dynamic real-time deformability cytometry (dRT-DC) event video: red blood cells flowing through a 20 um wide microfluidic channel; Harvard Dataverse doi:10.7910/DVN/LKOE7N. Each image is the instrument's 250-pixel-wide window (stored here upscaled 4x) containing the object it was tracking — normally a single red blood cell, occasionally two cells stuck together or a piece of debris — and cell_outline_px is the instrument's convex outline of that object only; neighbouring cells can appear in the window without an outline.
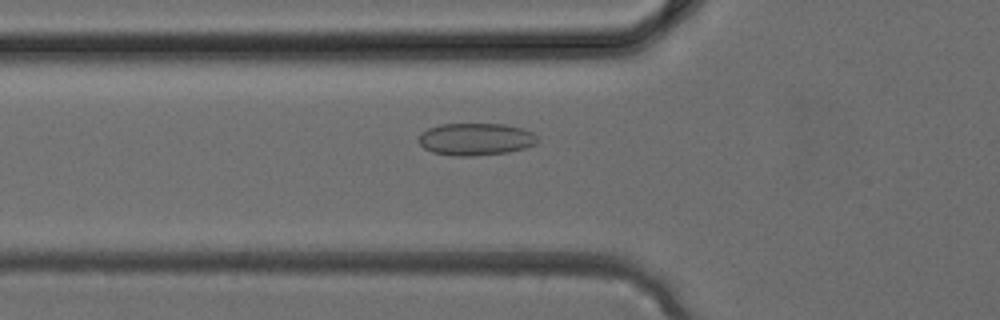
{"species": "common noctule bat (a hibernating species)", "species_latin": "Nyctalus noctula", "temperature_condition": "cold", "stored_images_in_passage": 27, "camera_frame_rate_fps": 3000, "um_per_image_px": 0.085, "animal": {"sex": "female", "body_mass_g": 24.6, "forearm_length_mm": 56.2}, "frame": {"image": 1, "passage_image": 5, "time_ms": 1.333, "image_size_px": [1000, 320], "cell_outline_px": [[540, 140], [536, 144], [524, 148], [508, 152], [476, 156], [452, 156], [432, 152], [424, 148], [420, 144], [420, 136], [428, 128], [440, 124], [504, 124], [520, 128], [532, 132]], "centroid_in_image_um": [40.45, 11.84], "position_along_channel_um": 85.3, "area_um2": 22.31}}
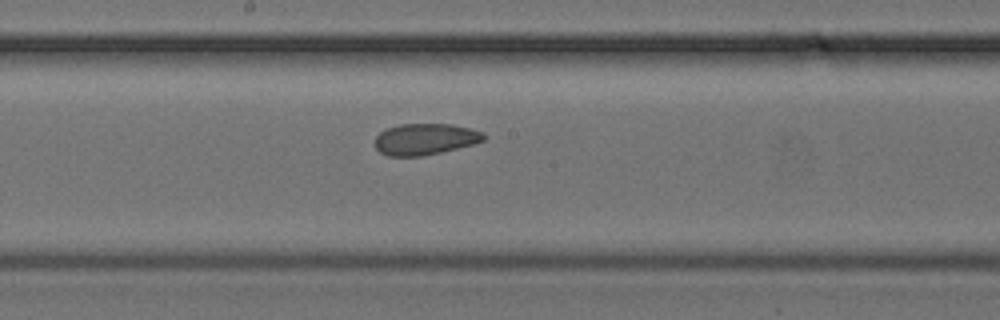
{"frame": {"image": 2, "passage_image": 12, "time_ms": 3.667, "image_size_px": [1000, 320], "cell_outline_px": [[488, 136], [484, 140], [472, 144], [440, 152], [420, 156], [388, 156], [380, 152], [376, 148], [376, 136], [380, 132], [388, 128], [400, 124], [452, 124], [484, 132]], "centroid_in_image_um": [36.14, 11.82], "position_along_channel_um": 212.1, "area_um2": 19.71}}
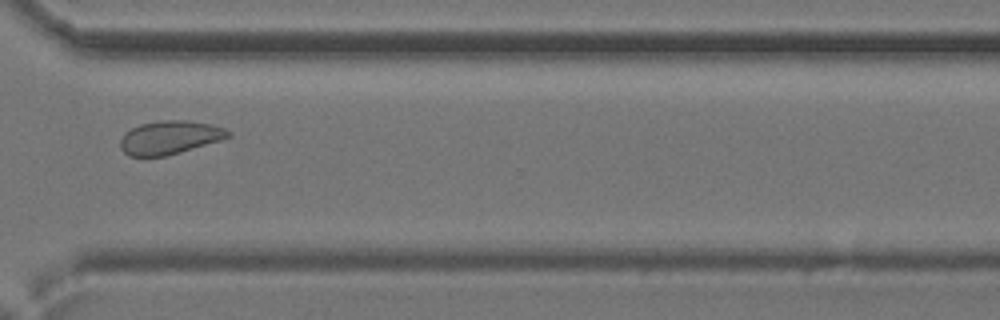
{"frame": {"image": 3, "passage_image": 20, "time_ms": 6.333, "image_size_px": [1000, 320], "cell_outline_px": [[232, 136], [220, 140], [180, 152], [164, 156], [128, 156], [120, 148], [120, 140], [124, 132], [140, 124], [164, 120], [188, 120], [212, 124], [224, 128], [232, 132]], "centroid_in_image_um": [14.43, 11.68], "position_along_channel_um": 356.2, "area_um2": 21.04}}